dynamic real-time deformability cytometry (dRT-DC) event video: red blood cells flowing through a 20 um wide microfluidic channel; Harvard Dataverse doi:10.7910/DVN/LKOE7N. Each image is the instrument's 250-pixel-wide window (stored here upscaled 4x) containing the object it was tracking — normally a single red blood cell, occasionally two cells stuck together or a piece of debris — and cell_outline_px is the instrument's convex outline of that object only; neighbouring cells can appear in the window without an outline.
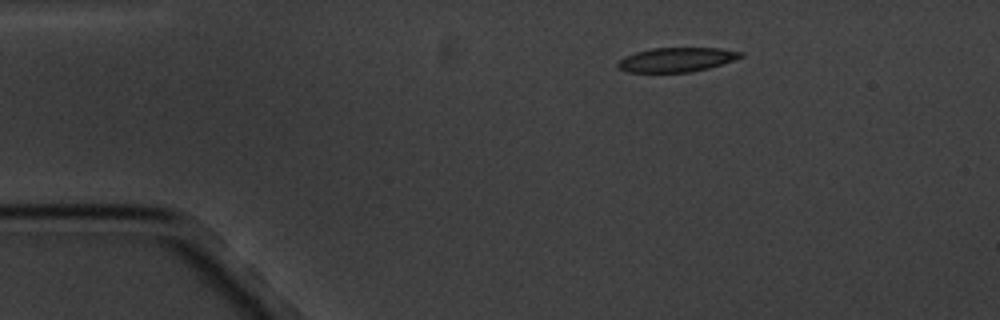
{"species": "common noctule bat (a hibernating species)", "species_latin": "Nyctalus noctula", "temperature_condition": "cold", "stored_images_in_passage": 3, "camera_frame_rate_fps": 3000, "um_per_image_px": 0.085, "animal": {"sex": "male", "body_mass_g": 20.1, "forearm_length_mm": 53.5}, "frame": {"image": 1, "passage_image": 1, "time_ms": 0.0, "image_size_px": [1000, 320], "cell_outline_px": [[744, 56], [708, 68], [692, 72], [628, 72], [620, 68], [616, 64], [624, 56], [636, 52], [652, 48], [720, 48], [744, 52]], "centroid_in_image_um": [57.51, 5.07], "position_along_channel_um": 27.5, "area_um2": 17.28}}